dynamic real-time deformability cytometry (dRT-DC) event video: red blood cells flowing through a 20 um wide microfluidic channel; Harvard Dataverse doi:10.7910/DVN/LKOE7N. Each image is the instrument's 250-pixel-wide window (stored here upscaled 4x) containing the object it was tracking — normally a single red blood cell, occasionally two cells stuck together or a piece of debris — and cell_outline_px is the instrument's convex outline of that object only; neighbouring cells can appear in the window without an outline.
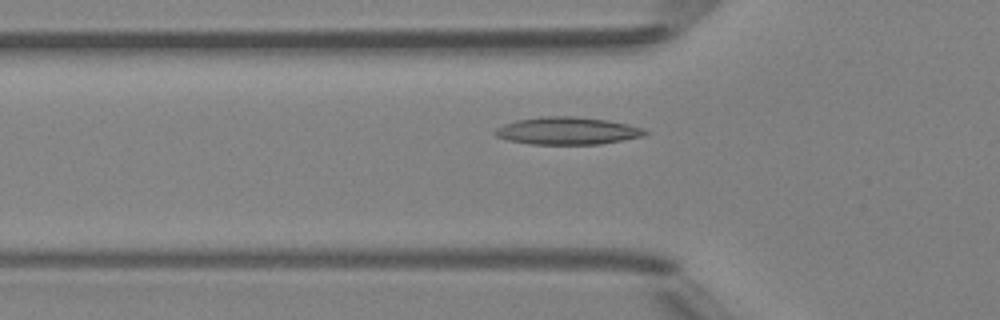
{"species": "Egyptian fruit bat (a non-hibernating species)", "species_latin": "Rousettus aegyptiacus", "temperature_condition": "room temperature", "stored_images_in_passage": 31, "camera_frame_rate_fps": 3000, "um_per_image_px": 0.085, "animal": {"sex": "female"}, "frame": {"image": 1, "passage_image": 2, "time_ms": 0.333, "image_size_px": [1000, 320], "cell_outline_px": [[648, 132], [644, 136], [624, 140], [600, 144], [532, 144], [508, 140], [496, 136], [492, 132], [496, 128], [504, 124], [516, 120], [544, 116], [576, 116], [608, 120], [628, 124], [644, 128]], "centroid_in_image_um": [48.24, 11.11], "position_along_channel_um": 77.6, "area_um2": 24.1}}
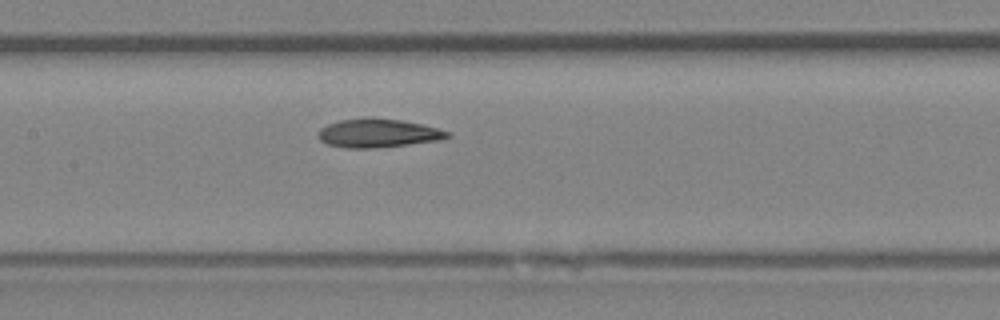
{"frame": {"image": 2, "passage_image": 9, "time_ms": 2.667, "image_size_px": [1000, 320], "cell_outline_px": [[452, 136], [440, 140], [376, 148], [344, 148], [328, 144], [320, 140], [316, 136], [320, 128], [328, 124], [340, 120], [364, 116], [372, 116], [400, 120], [424, 124], [448, 132]], "centroid_in_image_um": [32.09, 11.3], "position_along_channel_um": 175.3, "area_um2": 21.91}}
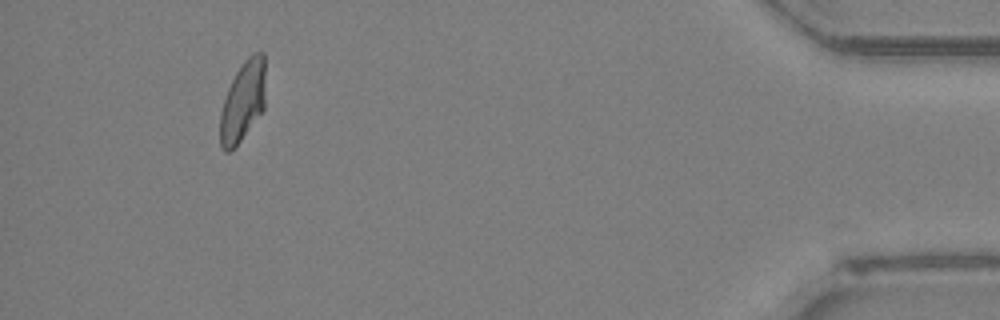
{"frame": {"image": 3, "passage_image": 31, "time_ms": 10.0, "image_size_px": [1000, 320], "cell_outline_px": [[264, 108], [240, 140], [228, 152], [224, 152], [220, 148], [220, 112], [228, 88], [236, 72], [244, 60], [248, 56], [256, 52], [264, 52]], "centroid_in_image_um": [20.62, 8.6], "position_along_channel_um": 414.6, "area_um2": 20.87}, "authors_computed_cell_mechanics": {"area_um2": 20.6924, "velocity_mm_per_s": 4.2003, "shape_relaxation_time_tau1_ms": null, "shape_relaxation_time_tau2_ms": 0.7695, "deformation_change_tau1": null, "deformation_change_tau2": 0.0646}}